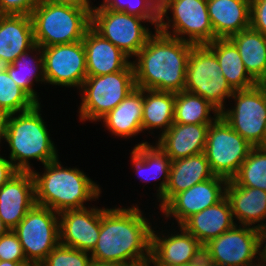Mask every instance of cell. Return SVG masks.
I'll return each instance as SVG.
<instances>
[{
  "mask_svg": "<svg viewBox=\"0 0 266 266\" xmlns=\"http://www.w3.org/2000/svg\"><path fill=\"white\" fill-rule=\"evenodd\" d=\"M131 157L137 175L145 182L153 179L156 181L163 176V180L157 187V199H160L169 181L171 159L157 145L152 146L146 141L133 148Z\"/></svg>",
  "mask_w": 266,
  "mask_h": 266,
  "instance_id": "cell-27",
  "label": "cell"
},
{
  "mask_svg": "<svg viewBox=\"0 0 266 266\" xmlns=\"http://www.w3.org/2000/svg\"><path fill=\"white\" fill-rule=\"evenodd\" d=\"M40 0H0V14L31 15Z\"/></svg>",
  "mask_w": 266,
  "mask_h": 266,
  "instance_id": "cell-38",
  "label": "cell"
},
{
  "mask_svg": "<svg viewBox=\"0 0 266 266\" xmlns=\"http://www.w3.org/2000/svg\"><path fill=\"white\" fill-rule=\"evenodd\" d=\"M30 16L35 44L41 48L81 41L91 26L87 10L41 0Z\"/></svg>",
  "mask_w": 266,
  "mask_h": 266,
  "instance_id": "cell-5",
  "label": "cell"
},
{
  "mask_svg": "<svg viewBox=\"0 0 266 266\" xmlns=\"http://www.w3.org/2000/svg\"><path fill=\"white\" fill-rule=\"evenodd\" d=\"M185 91L206 99L220 113L225 109V98L234 90L222 74L216 55L206 45H194L186 68Z\"/></svg>",
  "mask_w": 266,
  "mask_h": 266,
  "instance_id": "cell-8",
  "label": "cell"
},
{
  "mask_svg": "<svg viewBox=\"0 0 266 266\" xmlns=\"http://www.w3.org/2000/svg\"><path fill=\"white\" fill-rule=\"evenodd\" d=\"M34 45L30 15L0 14V58L12 64Z\"/></svg>",
  "mask_w": 266,
  "mask_h": 266,
  "instance_id": "cell-24",
  "label": "cell"
},
{
  "mask_svg": "<svg viewBox=\"0 0 266 266\" xmlns=\"http://www.w3.org/2000/svg\"><path fill=\"white\" fill-rule=\"evenodd\" d=\"M89 266H130V265L116 264V263H100L92 260Z\"/></svg>",
  "mask_w": 266,
  "mask_h": 266,
  "instance_id": "cell-45",
  "label": "cell"
},
{
  "mask_svg": "<svg viewBox=\"0 0 266 266\" xmlns=\"http://www.w3.org/2000/svg\"><path fill=\"white\" fill-rule=\"evenodd\" d=\"M226 197L230 202L233 218L239 221L240 226L261 225L266 222V191L259 188L243 187L228 180ZM255 223L258 225L255 226ZM260 223V224H259Z\"/></svg>",
  "mask_w": 266,
  "mask_h": 266,
  "instance_id": "cell-25",
  "label": "cell"
},
{
  "mask_svg": "<svg viewBox=\"0 0 266 266\" xmlns=\"http://www.w3.org/2000/svg\"><path fill=\"white\" fill-rule=\"evenodd\" d=\"M12 261L24 264L28 262L24 255L19 238L10 230L8 233L0 236V261Z\"/></svg>",
  "mask_w": 266,
  "mask_h": 266,
  "instance_id": "cell-37",
  "label": "cell"
},
{
  "mask_svg": "<svg viewBox=\"0 0 266 266\" xmlns=\"http://www.w3.org/2000/svg\"><path fill=\"white\" fill-rule=\"evenodd\" d=\"M174 103V92L143 89L142 130L158 128L165 133L174 123Z\"/></svg>",
  "mask_w": 266,
  "mask_h": 266,
  "instance_id": "cell-30",
  "label": "cell"
},
{
  "mask_svg": "<svg viewBox=\"0 0 266 266\" xmlns=\"http://www.w3.org/2000/svg\"><path fill=\"white\" fill-rule=\"evenodd\" d=\"M47 1L53 4L68 5L76 8H81L87 10L90 14L93 11L94 7L90 5V0H41Z\"/></svg>",
  "mask_w": 266,
  "mask_h": 266,
  "instance_id": "cell-42",
  "label": "cell"
},
{
  "mask_svg": "<svg viewBox=\"0 0 266 266\" xmlns=\"http://www.w3.org/2000/svg\"><path fill=\"white\" fill-rule=\"evenodd\" d=\"M143 89L135 88L103 119L107 129L115 136L129 138L142 132Z\"/></svg>",
  "mask_w": 266,
  "mask_h": 266,
  "instance_id": "cell-26",
  "label": "cell"
},
{
  "mask_svg": "<svg viewBox=\"0 0 266 266\" xmlns=\"http://www.w3.org/2000/svg\"><path fill=\"white\" fill-rule=\"evenodd\" d=\"M135 56V86L140 89L181 92L185 89L186 68L193 44L155 30Z\"/></svg>",
  "mask_w": 266,
  "mask_h": 266,
  "instance_id": "cell-2",
  "label": "cell"
},
{
  "mask_svg": "<svg viewBox=\"0 0 266 266\" xmlns=\"http://www.w3.org/2000/svg\"><path fill=\"white\" fill-rule=\"evenodd\" d=\"M234 220L230 202L225 196L215 205L193 214L182 226L204 246L233 228L236 225Z\"/></svg>",
  "mask_w": 266,
  "mask_h": 266,
  "instance_id": "cell-23",
  "label": "cell"
},
{
  "mask_svg": "<svg viewBox=\"0 0 266 266\" xmlns=\"http://www.w3.org/2000/svg\"><path fill=\"white\" fill-rule=\"evenodd\" d=\"M9 231L10 229L8 228V226L0 218V236L8 233Z\"/></svg>",
  "mask_w": 266,
  "mask_h": 266,
  "instance_id": "cell-47",
  "label": "cell"
},
{
  "mask_svg": "<svg viewBox=\"0 0 266 266\" xmlns=\"http://www.w3.org/2000/svg\"><path fill=\"white\" fill-rule=\"evenodd\" d=\"M210 124L173 123L158 139L156 145L171 161L205 152Z\"/></svg>",
  "mask_w": 266,
  "mask_h": 266,
  "instance_id": "cell-20",
  "label": "cell"
},
{
  "mask_svg": "<svg viewBox=\"0 0 266 266\" xmlns=\"http://www.w3.org/2000/svg\"><path fill=\"white\" fill-rule=\"evenodd\" d=\"M87 76H99L125 70L132 62L125 53L91 26L83 38Z\"/></svg>",
  "mask_w": 266,
  "mask_h": 266,
  "instance_id": "cell-19",
  "label": "cell"
},
{
  "mask_svg": "<svg viewBox=\"0 0 266 266\" xmlns=\"http://www.w3.org/2000/svg\"><path fill=\"white\" fill-rule=\"evenodd\" d=\"M241 227L235 225L203 246L204 256L211 266H259L253 263L258 259L255 228Z\"/></svg>",
  "mask_w": 266,
  "mask_h": 266,
  "instance_id": "cell-13",
  "label": "cell"
},
{
  "mask_svg": "<svg viewBox=\"0 0 266 266\" xmlns=\"http://www.w3.org/2000/svg\"><path fill=\"white\" fill-rule=\"evenodd\" d=\"M231 181L239 186L266 191V147H253Z\"/></svg>",
  "mask_w": 266,
  "mask_h": 266,
  "instance_id": "cell-33",
  "label": "cell"
},
{
  "mask_svg": "<svg viewBox=\"0 0 266 266\" xmlns=\"http://www.w3.org/2000/svg\"><path fill=\"white\" fill-rule=\"evenodd\" d=\"M42 175L32 171L35 183V202L57 213L86 208V201L100 197L101 189L77 168H64L58 158L44 165Z\"/></svg>",
  "mask_w": 266,
  "mask_h": 266,
  "instance_id": "cell-3",
  "label": "cell"
},
{
  "mask_svg": "<svg viewBox=\"0 0 266 266\" xmlns=\"http://www.w3.org/2000/svg\"><path fill=\"white\" fill-rule=\"evenodd\" d=\"M250 27L266 36V0H250Z\"/></svg>",
  "mask_w": 266,
  "mask_h": 266,
  "instance_id": "cell-39",
  "label": "cell"
},
{
  "mask_svg": "<svg viewBox=\"0 0 266 266\" xmlns=\"http://www.w3.org/2000/svg\"><path fill=\"white\" fill-rule=\"evenodd\" d=\"M88 252L58 244L42 261V266H89Z\"/></svg>",
  "mask_w": 266,
  "mask_h": 266,
  "instance_id": "cell-36",
  "label": "cell"
},
{
  "mask_svg": "<svg viewBox=\"0 0 266 266\" xmlns=\"http://www.w3.org/2000/svg\"><path fill=\"white\" fill-rule=\"evenodd\" d=\"M180 266H211V265L208 263L206 257L203 254L199 259L193 262L182 264Z\"/></svg>",
  "mask_w": 266,
  "mask_h": 266,
  "instance_id": "cell-44",
  "label": "cell"
},
{
  "mask_svg": "<svg viewBox=\"0 0 266 266\" xmlns=\"http://www.w3.org/2000/svg\"><path fill=\"white\" fill-rule=\"evenodd\" d=\"M20 266H42V262H31L28 261L24 264H21Z\"/></svg>",
  "mask_w": 266,
  "mask_h": 266,
  "instance_id": "cell-49",
  "label": "cell"
},
{
  "mask_svg": "<svg viewBox=\"0 0 266 266\" xmlns=\"http://www.w3.org/2000/svg\"><path fill=\"white\" fill-rule=\"evenodd\" d=\"M215 39H228L250 27V0H207Z\"/></svg>",
  "mask_w": 266,
  "mask_h": 266,
  "instance_id": "cell-21",
  "label": "cell"
},
{
  "mask_svg": "<svg viewBox=\"0 0 266 266\" xmlns=\"http://www.w3.org/2000/svg\"><path fill=\"white\" fill-rule=\"evenodd\" d=\"M238 49L248 74L266 84V36L249 27L228 38Z\"/></svg>",
  "mask_w": 266,
  "mask_h": 266,
  "instance_id": "cell-28",
  "label": "cell"
},
{
  "mask_svg": "<svg viewBox=\"0 0 266 266\" xmlns=\"http://www.w3.org/2000/svg\"><path fill=\"white\" fill-rule=\"evenodd\" d=\"M101 209L83 208L59 213L60 244L91 253L97 244Z\"/></svg>",
  "mask_w": 266,
  "mask_h": 266,
  "instance_id": "cell-16",
  "label": "cell"
},
{
  "mask_svg": "<svg viewBox=\"0 0 266 266\" xmlns=\"http://www.w3.org/2000/svg\"><path fill=\"white\" fill-rule=\"evenodd\" d=\"M138 206L101 208L98 241L90 256L100 263L150 265L152 227Z\"/></svg>",
  "mask_w": 266,
  "mask_h": 266,
  "instance_id": "cell-1",
  "label": "cell"
},
{
  "mask_svg": "<svg viewBox=\"0 0 266 266\" xmlns=\"http://www.w3.org/2000/svg\"><path fill=\"white\" fill-rule=\"evenodd\" d=\"M214 176L204 152L171 161L169 181L163 196L159 199L160 209L174 195Z\"/></svg>",
  "mask_w": 266,
  "mask_h": 266,
  "instance_id": "cell-22",
  "label": "cell"
},
{
  "mask_svg": "<svg viewBox=\"0 0 266 266\" xmlns=\"http://www.w3.org/2000/svg\"><path fill=\"white\" fill-rule=\"evenodd\" d=\"M168 11H172L173 20L167 16ZM164 17L168 22L164 21ZM169 28H172L173 33L168 31ZM157 30L193 45L211 43L214 40V31L209 19L207 0H160Z\"/></svg>",
  "mask_w": 266,
  "mask_h": 266,
  "instance_id": "cell-7",
  "label": "cell"
},
{
  "mask_svg": "<svg viewBox=\"0 0 266 266\" xmlns=\"http://www.w3.org/2000/svg\"><path fill=\"white\" fill-rule=\"evenodd\" d=\"M40 109L39 103L28 111L10 114L8 118L5 140L11 150L10 161L20 172L33 171L30 159H37L45 165L58 158Z\"/></svg>",
  "mask_w": 266,
  "mask_h": 266,
  "instance_id": "cell-4",
  "label": "cell"
},
{
  "mask_svg": "<svg viewBox=\"0 0 266 266\" xmlns=\"http://www.w3.org/2000/svg\"><path fill=\"white\" fill-rule=\"evenodd\" d=\"M252 148L221 116L210 124L204 153L215 176L231 180Z\"/></svg>",
  "mask_w": 266,
  "mask_h": 266,
  "instance_id": "cell-11",
  "label": "cell"
},
{
  "mask_svg": "<svg viewBox=\"0 0 266 266\" xmlns=\"http://www.w3.org/2000/svg\"><path fill=\"white\" fill-rule=\"evenodd\" d=\"M10 114L0 110V142L1 139L6 138V133H7V123H8V118Z\"/></svg>",
  "mask_w": 266,
  "mask_h": 266,
  "instance_id": "cell-43",
  "label": "cell"
},
{
  "mask_svg": "<svg viewBox=\"0 0 266 266\" xmlns=\"http://www.w3.org/2000/svg\"><path fill=\"white\" fill-rule=\"evenodd\" d=\"M38 52L39 58L35 55L30 60V53ZM43 52L40 46L35 44L31 49L23 52L18 58L10 64L7 72L9 76L22 88L37 104L39 99L37 92L33 89V79L36 82H46L43 66ZM36 57V59H35ZM34 62V63H33Z\"/></svg>",
  "mask_w": 266,
  "mask_h": 266,
  "instance_id": "cell-31",
  "label": "cell"
},
{
  "mask_svg": "<svg viewBox=\"0 0 266 266\" xmlns=\"http://www.w3.org/2000/svg\"><path fill=\"white\" fill-rule=\"evenodd\" d=\"M13 231L26 260L42 262L60 243L59 213L35 204Z\"/></svg>",
  "mask_w": 266,
  "mask_h": 266,
  "instance_id": "cell-12",
  "label": "cell"
},
{
  "mask_svg": "<svg viewBox=\"0 0 266 266\" xmlns=\"http://www.w3.org/2000/svg\"><path fill=\"white\" fill-rule=\"evenodd\" d=\"M136 88L134 67L131 63L125 70L115 73L87 76L81 91L80 120L101 121Z\"/></svg>",
  "mask_w": 266,
  "mask_h": 266,
  "instance_id": "cell-6",
  "label": "cell"
},
{
  "mask_svg": "<svg viewBox=\"0 0 266 266\" xmlns=\"http://www.w3.org/2000/svg\"><path fill=\"white\" fill-rule=\"evenodd\" d=\"M227 183V179L214 176L174 195L161 210L166 218L173 216L181 226L193 214L221 201L226 196Z\"/></svg>",
  "mask_w": 266,
  "mask_h": 266,
  "instance_id": "cell-15",
  "label": "cell"
},
{
  "mask_svg": "<svg viewBox=\"0 0 266 266\" xmlns=\"http://www.w3.org/2000/svg\"><path fill=\"white\" fill-rule=\"evenodd\" d=\"M18 172L10 160L0 156V189Z\"/></svg>",
  "mask_w": 266,
  "mask_h": 266,
  "instance_id": "cell-41",
  "label": "cell"
},
{
  "mask_svg": "<svg viewBox=\"0 0 266 266\" xmlns=\"http://www.w3.org/2000/svg\"><path fill=\"white\" fill-rule=\"evenodd\" d=\"M36 104L7 71L0 72V110L14 114L28 111Z\"/></svg>",
  "mask_w": 266,
  "mask_h": 266,
  "instance_id": "cell-34",
  "label": "cell"
},
{
  "mask_svg": "<svg viewBox=\"0 0 266 266\" xmlns=\"http://www.w3.org/2000/svg\"><path fill=\"white\" fill-rule=\"evenodd\" d=\"M143 21L149 22L123 10L107 8L103 3L91 12V27L129 58L136 56L153 35L142 25Z\"/></svg>",
  "mask_w": 266,
  "mask_h": 266,
  "instance_id": "cell-9",
  "label": "cell"
},
{
  "mask_svg": "<svg viewBox=\"0 0 266 266\" xmlns=\"http://www.w3.org/2000/svg\"><path fill=\"white\" fill-rule=\"evenodd\" d=\"M46 83L81 88L87 77L83 41L41 48Z\"/></svg>",
  "mask_w": 266,
  "mask_h": 266,
  "instance_id": "cell-14",
  "label": "cell"
},
{
  "mask_svg": "<svg viewBox=\"0 0 266 266\" xmlns=\"http://www.w3.org/2000/svg\"><path fill=\"white\" fill-rule=\"evenodd\" d=\"M103 4L112 10H123L148 19L156 30L158 28L160 0H104Z\"/></svg>",
  "mask_w": 266,
  "mask_h": 266,
  "instance_id": "cell-35",
  "label": "cell"
},
{
  "mask_svg": "<svg viewBox=\"0 0 266 266\" xmlns=\"http://www.w3.org/2000/svg\"><path fill=\"white\" fill-rule=\"evenodd\" d=\"M206 46L216 55L220 70L234 91L258 84L248 74L238 49L229 39H215Z\"/></svg>",
  "mask_w": 266,
  "mask_h": 266,
  "instance_id": "cell-29",
  "label": "cell"
},
{
  "mask_svg": "<svg viewBox=\"0 0 266 266\" xmlns=\"http://www.w3.org/2000/svg\"><path fill=\"white\" fill-rule=\"evenodd\" d=\"M181 233L159 236L152 229L150 264L154 266H180L199 259L203 245L182 225ZM169 236V237H168Z\"/></svg>",
  "mask_w": 266,
  "mask_h": 266,
  "instance_id": "cell-17",
  "label": "cell"
},
{
  "mask_svg": "<svg viewBox=\"0 0 266 266\" xmlns=\"http://www.w3.org/2000/svg\"><path fill=\"white\" fill-rule=\"evenodd\" d=\"M261 223L262 224L260 226L255 227V232L257 236V255H259V257L257 258L258 261H260L258 262L259 266H266V223ZM261 248L263 249L261 250Z\"/></svg>",
  "mask_w": 266,
  "mask_h": 266,
  "instance_id": "cell-40",
  "label": "cell"
},
{
  "mask_svg": "<svg viewBox=\"0 0 266 266\" xmlns=\"http://www.w3.org/2000/svg\"><path fill=\"white\" fill-rule=\"evenodd\" d=\"M233 109H224L220 116L253 147H266V84L234 91Z\"/></svg>",
  "mask_w": 266,
  "mask_h": 266,
  "instance_id": "cell-10",
  "label": "cell"
},
{
  "mask_svg": "<svg viewBox=\"0 0 266 266\" xmlns=\"http://www.w3.org/2000/svg\"><path fill=\"white\" fill-rule=\"evenodd\" d=\"M36 204L32 172H18L0 189V218L13 230Z\"/></svg>",
  "mask_w": 266,
  "mask_h": 266,
  "instance_id": "cell-18",
  "label": "cell"
},
{
  "mask_svg": "<svg viewBox=\"0 0 266 266\" xmlns=\"http://www.w3.org/2000/svg\"><path fill=\"white\" fill-rule=\"evenodd\" d=\"M214 112L211 118L210 112ZM220 113L203 97L188 91L175 93L174 123L181 124H211Z\"/></svg>",
  "mask_w": 266,
  "mask_h": 266,
  "instance_id": "cell-32",
  "label": "cell"
},
{
  "mask_svg": "<svg viewBox=\"0 0 266 266\" xmlns=\"http://www.w3.org/2000/svg\"><path fill=\"white\" fill-rule=\"evenodd\" d=\"M19 262H12V261H0V266H20Z\"/></svg>",
  "mask_w": 266,
  "mask_h": 266,
  "instance_id": "cell-48",
  "label": "cell"
},
{
  "mask_svg": "<svg viewBox=\"0 0 266 266\" xmlns=\"http://www.w3.org/2000/svg\"><path fill=\"white\" fill-rule=\"evenodd\" d=\"M9 66H10V63L8 61H6L3 58H0V72L7 71Z\"/></svg>",
  "mask_w": 266,
  "mask_h": 266,
  "instance_id": "cell-46",
  "label": "cell"
}]
</instances>
